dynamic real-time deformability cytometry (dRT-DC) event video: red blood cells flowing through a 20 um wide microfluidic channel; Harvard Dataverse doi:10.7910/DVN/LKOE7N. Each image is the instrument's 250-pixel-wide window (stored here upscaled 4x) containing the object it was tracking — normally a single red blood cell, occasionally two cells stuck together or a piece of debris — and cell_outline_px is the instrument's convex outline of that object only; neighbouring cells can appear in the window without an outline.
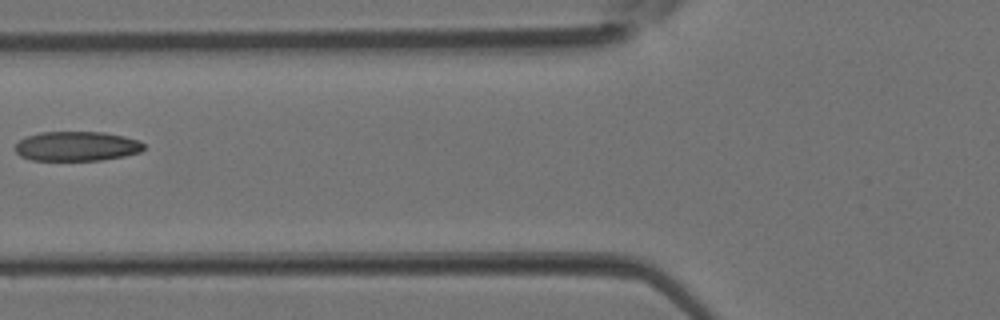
{"species": "Egyptian fruit bat (a non-hibernating species)", "species_latin": "Rousettus aegyptiacus", "temperature_condition": "room temperature", "stored_images_in_passage": 2, "camera_frame_rate_fps": 3000, "um_per_image_px": 0.085, "animal": {"sex": "female"}, "frame": {"image": 1, "passage_image": 2, "time_ms": 0.333, "image_size_px": [1000, 320], "cell_outline_px": [[144, 148], [140, 152], [124, 156], [100, 160], [32, 160], [20, 156], [16, 152], [16, 144], [20, 140], [28, 136], [40, 132], [104, 132], [124, 136], [140, 140], [144, 144]], "centroid_in_image_um": [6.55, 12.42], "position_along_channel_um": 119.3, "area_um2": 22.14}}